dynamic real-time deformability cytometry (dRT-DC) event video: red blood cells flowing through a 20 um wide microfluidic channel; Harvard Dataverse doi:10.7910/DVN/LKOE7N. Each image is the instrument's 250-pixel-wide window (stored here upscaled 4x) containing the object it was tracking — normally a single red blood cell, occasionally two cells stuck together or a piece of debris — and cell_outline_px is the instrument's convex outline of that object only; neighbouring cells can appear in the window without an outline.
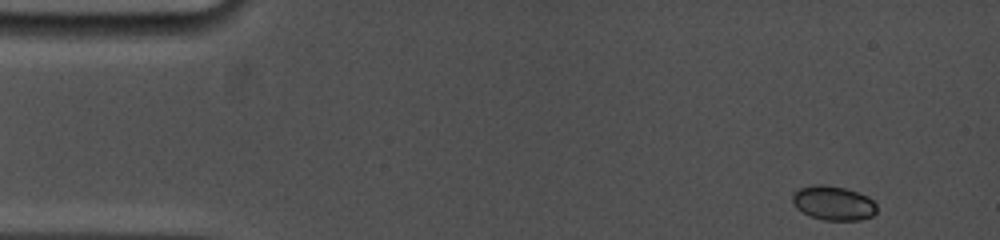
{"species": "common noctule bat (a hibernating species)", "species_latin": "Nyctalus noctula", "temperature_condition": "cold", "stored_images_in_passage": 46, "camera_frame_rate_fps": 5000, "um_per_image_px": 0.085, "animal": {"sex": "female", "body_mass_g": 19.0, "forearm_length_mm": 53.3}, "frame": {"image": 1, "passage_image": 1, "time_ms": 0.0, "image_size_px": [1000, 240], "cell_outline_px": [[876, 212], [872, 216], [860, 220], [824, 220], [808, 216], [796, 208], [792, 200], [792, 192], [800, 188], [816, 184], [824, 184], [844, 188], [868, 196], [876, 204]], "centroid_in_image_um": [70.81, 17.26], "position_along_channel_um": 14.2, "area_um2": 16.94}}
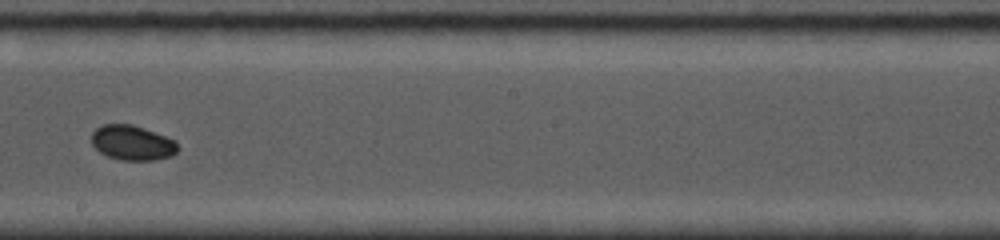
{"frame": {"image": 2, "passage_image": 24, "time_ms": 8.6, "image_size_px": [1000, 240], "cell_outline_px": [[180, 148], [172, 156], [156, 160], [120, 160], [108, 156], [100, 152], [92, 144], [92, 132], [96, 128], [104, 124], [132, 124], [144, 128], [176, 140]], "centroid_in_image_um": [11.28, 12.14], "position_along_channel_um": 236.9, "area_um2": 17.63}}
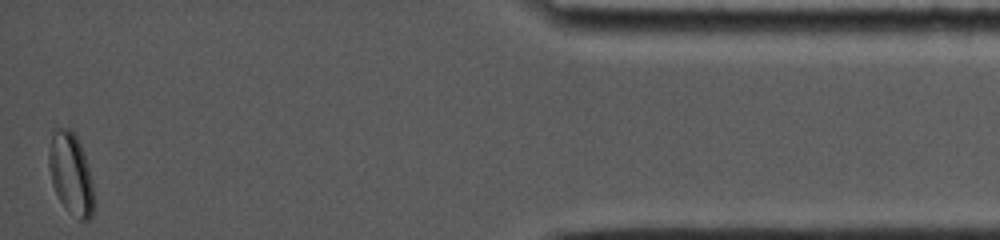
{"frame": {"image": 3, "passage_image": 46, "time_ms": 15.2, "image_size_px": [1000, 240], "cell_outline_px": [[92, 216], [88, 220], [80, 220], [64, 208], [52, 184], [48, 168], [48, 152], [52, 132], [56, 128], [68, 128], [76, 136], [80, 144], [88, 168], [92, 184]], "centroid_in_image_um": [5.97, 14.76], "position_along_channel_um": 429.2, "area_um2": 21.1}}